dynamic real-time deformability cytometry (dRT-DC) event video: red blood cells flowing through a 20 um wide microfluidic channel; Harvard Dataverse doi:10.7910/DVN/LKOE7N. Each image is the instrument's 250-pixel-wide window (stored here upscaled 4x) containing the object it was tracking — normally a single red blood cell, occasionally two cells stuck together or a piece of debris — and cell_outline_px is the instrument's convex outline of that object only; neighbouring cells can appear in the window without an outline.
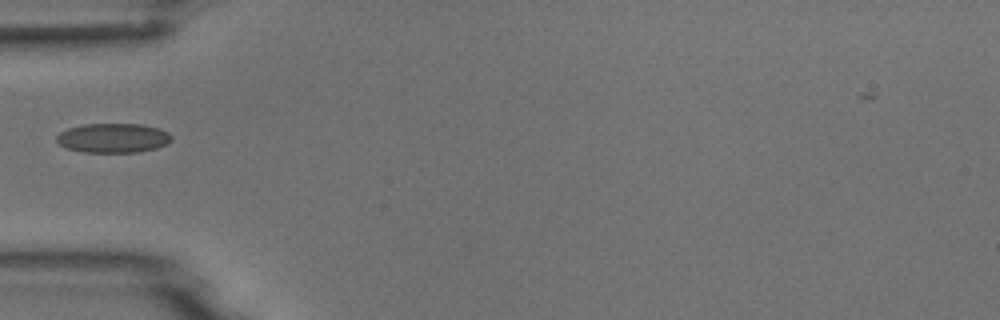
{"species": "common noctule bat (a hibernating species)", "species_latin": "Nyctalus noctula", "temperature_condition": "room temperature", "stored_images_in_passage": 6, "camera_frame_rate_fps": 3000, "um_per_image_px": 0.085, "animal": {"sex": "male", "body_mass_g": 18.8}, "frame": {"image": 1, "passage_image": 1, "time_ms": 0.0, "image_size_px": [1000, 320], "cell_outline_px": [[172, 140], [168, 144], [156, 148], [136, 152], [84, 152], [68, 148], [60, 144], [56, 140], [56, 136], [60, 132], [68, 128], [84, 124], [144, 124], [160, 128], [168, 132], [172, 136]], "centroid_in_image_um": [9.65, 11.72], "position_along_channel_um": 75.3, "area_um2": 19.77}}